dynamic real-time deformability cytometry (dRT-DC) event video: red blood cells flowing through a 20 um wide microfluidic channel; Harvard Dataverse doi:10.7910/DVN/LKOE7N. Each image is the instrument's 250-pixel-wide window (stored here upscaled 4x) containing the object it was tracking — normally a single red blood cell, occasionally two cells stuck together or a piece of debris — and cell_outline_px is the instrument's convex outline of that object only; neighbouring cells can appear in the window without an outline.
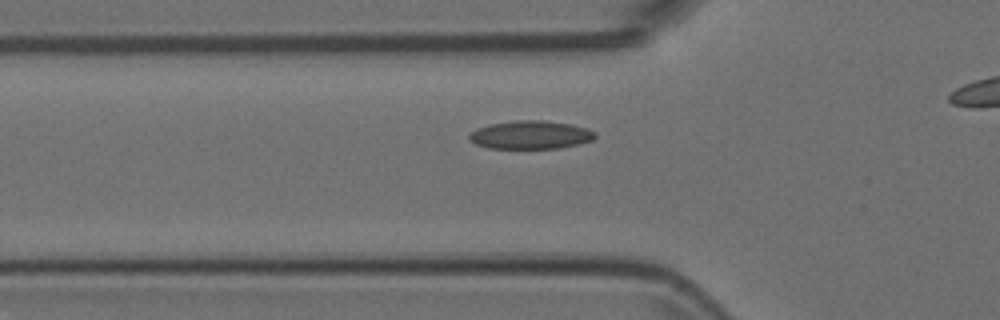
{"species": "Egyptian fruit bat (a non-hibernating species)", "species_latin": "Rousettus aegyptiacus", "temperature_condition": "room temperature", "stored_images_in_passage": 39, "camera_frame_rate_fps": 3000, "um_per_image_px": 0.085, "animal": {"sex": "female"}, "frame": {"image": 1, "passage_image": 13, "time_ms": 4.0, "image_size_px": [1000, 320], "cell_outline_px": [[596, 136], [592, 140], [580, 144], [560, 148], [488, 148], [476, 144], [468, 140], [468, 136], [476, 128], [488, 124], [516, 120], [544, 120], [572, 124], [588, 128], [596, 132]], "centroid_in_image_um": [45.11, 11.46], "position_along_channel_um": 80.7, "area_um2": 20.98}}
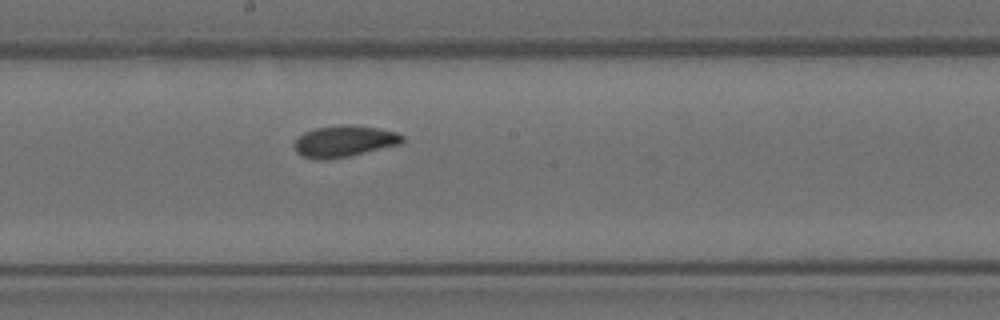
{"frame": {"image": 2, "passage_image": 24, "time_ms": 7.667, "image_size_px": [1000, 320], "cell_outline_px": [[404, 140], [400, 144], [348, 156], [328, 160], [320, 160], [304, 156], [296, 152], [296, 140], [304, 132], [316, 128], [340, 124], [356, 124], [396, 132], [404, 136]], "centroid_in_image_um": [29.28, 11.99], "position_along_channel_um": 218.9, "area_um2": 19.65}}
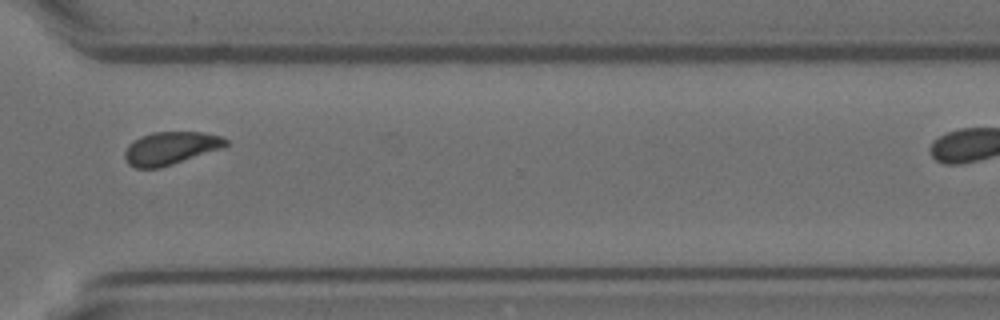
{"frame": {"image": 3, "passage_image": 35, "time_ms": 11.333, "image_size_px": [1000, 320], "cell_outline_px": [[228, 144], [224, 148], [160, 168], [136, 168], [128, 164], [124, 156], [124, 152], [128, 144], [140, 136], [152, 132], [204, 132], [220, 136], [228, 140]], "centroid_in_image_um": [14.5, 12.59], "position_along_channel_um": 356.1, "area_um2": 19.54}}